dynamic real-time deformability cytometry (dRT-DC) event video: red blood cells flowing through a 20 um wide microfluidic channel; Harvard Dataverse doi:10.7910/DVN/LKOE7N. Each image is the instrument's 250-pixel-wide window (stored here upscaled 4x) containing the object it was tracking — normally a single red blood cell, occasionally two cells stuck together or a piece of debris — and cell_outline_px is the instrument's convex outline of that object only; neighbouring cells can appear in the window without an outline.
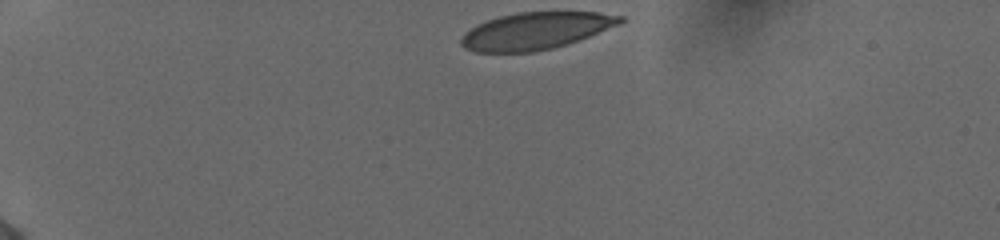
{"species": "human", "species_latin": "Homo sapiens", "temperature_condition": "cold", "stored_images_in_passage": 36, "camera_frame_rate_fps": 3000, "um_per_image_px": 0.085, "donor": {"sex": "female"}, "frame": {"image": 1, "passage_image": 1, "time_ms": 0.0, "image_size_px": [1000, 240], "cell_outline_px": [[624, 20], [620, 24], [588, 36], [552, 48], [536, 52], [476, 52], [464, 48], [460, 44], [460, 36], [464, 32], [476, 24], [500, 16], [516, 12], [596, 12], [624, 16]], "centroid_in_image_um": [45.47, 2.62], "position_along_channel_um": 39.5, "area_um2": 34.22}}
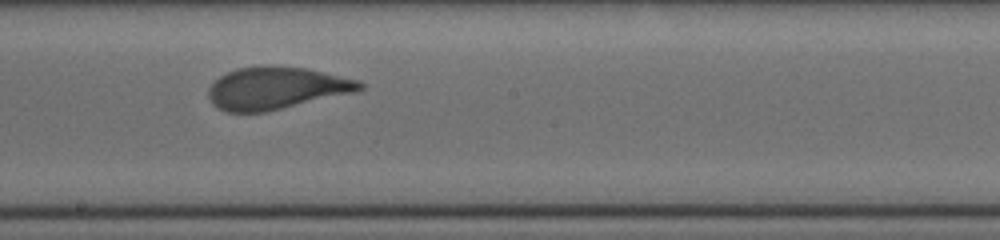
{"frame": {"image": 2, "passage_image": 21, "time_ms": 6.667, "image_size_px": [1000, 240], "cell_outline_px": [[364, 88], [356, 92], [264, 112], [228, 112], [216, 108], [208, 100], [208, 88], [220, 76], [236, 68], [264, 64], [268, 64], [304, 68], [360, 80], [364, 84]], "centroid_in_image_um": [23.46, 7.48], "position_along_channel_um": 224.7, "area_um2": 37.57}}
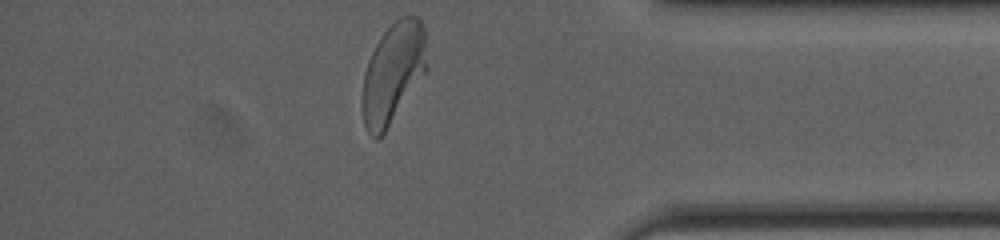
{"frame": {"image": 3, "passage_image": 36, "time_ms": 11.667, "image_size_px": [1000, 240], "cell_outline_px": [[428, 68], [384, 132], [376, 140], [368, 132], [364, 124], [360, 100], [364, 72], [368, 60], [380, 36], [400, 16], [416, 16], [420, 20], [424, 28]], "centroid_in_image_um": [33.38, 6.19], "position_along_channel_um": 401.8, "area_um2": 37.69}, "authors_computed_cell_mechanics": {"area_um2": 37.5989, "velocity_mm_per_s": 3.8867, "shape_relaxation_time_tau1_ms": 3.579, "shape_relaxation_time_tau2_ms": null, "deformation_change_tau1": 0.1617, "deformation_change_tau2": null}}